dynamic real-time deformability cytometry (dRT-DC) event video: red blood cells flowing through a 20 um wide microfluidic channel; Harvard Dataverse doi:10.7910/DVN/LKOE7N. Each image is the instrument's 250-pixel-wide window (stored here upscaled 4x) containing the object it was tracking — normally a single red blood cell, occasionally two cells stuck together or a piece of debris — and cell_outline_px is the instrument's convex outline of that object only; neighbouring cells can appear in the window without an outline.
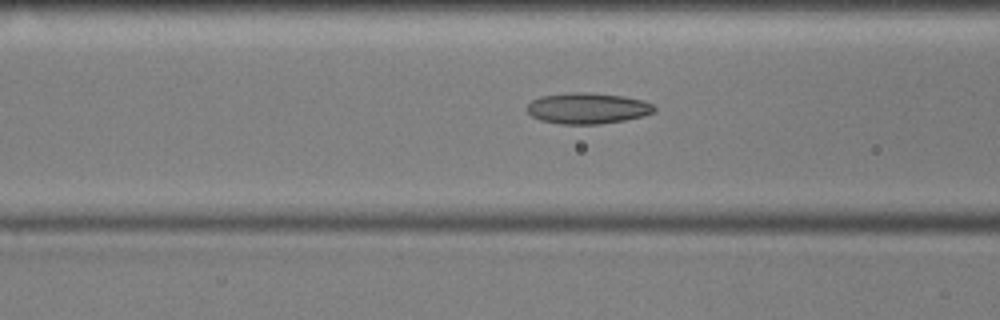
{"species": "common noctule bat (a hibernating species)", "species_latin": "Nyctalus noctula", "temperature_condition": "cold", "stored_images_in_passage": 38, "camera_frame_rate_fps": 3000, "um_per_image_px": 0.085, "animal": {"sex": "male", "body_mass_g": 17.9, "forearm_length_mm": 54.2}, "frame": {"image": 1, "passage_image": 11, "time_ms": 3.333, "image_size_px": [1000, 320], "cell_outline_px": [[656, 112], [644, 116], [624, 120], [600, 124], [560, 124], [540, 120], [532, 116], [524, 108], [532, 100], [540, 96], [572, 92], [592, 92], [624, 96], [640, 100], [652, 104], [656, 108]], "centroid_in_image_um": [49.93, 9.2], "position_along_channel_um": 116.7, "area_um2": 23.18}}
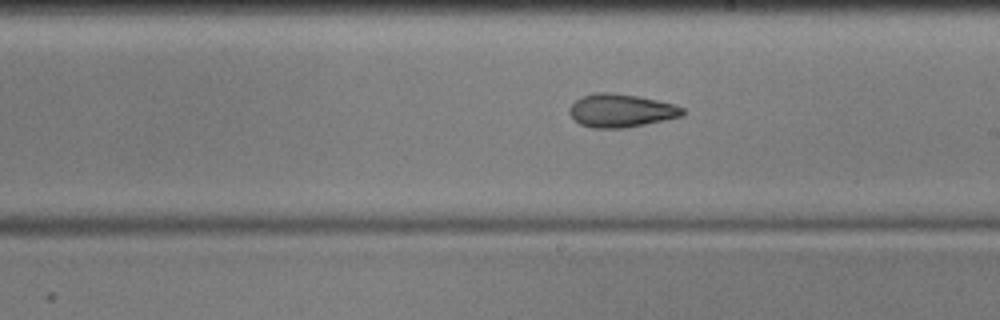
{"frame": {"image": 2, "passage_image": 21, "time_ms": 6.667, "image_size_px": [1000, 320], "cell_outline_px": [[684, 116], [628, 128], [592, 128], [580, 124], [568, 112], [568, 108], [580, 96], [596, 92], [612, 92], [636, 96], [676, 104], [684, 108]], "centroid_in_image_um": [52.79, 9.4], "position_along_channel_um": 236.2, "area_um2": 22.14}}
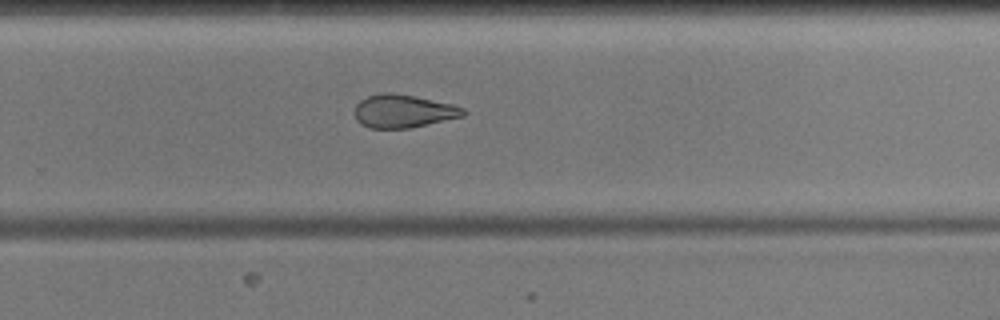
{"frame": {"image": 3, "passage_image": 26, "time_ms": 8.333, "image_size_px": [1000, 320], "cell_outline_px": [[468, 112], [464, 116], [408, 128], [368, 128], [360, 124], [356, 120], [352, 112], [356, 104], [360, 100], [368, 96], [380, 92], [392, 92], [452, 104], [464, 108]], "centroid_in_image_um": [34.22, 9.45], "position_along_channel_um": 295.6, "area_um2": 21.1}, "authors_computed_cell_mechanics": {"area_um2": 22.0507, "velocity_mm_per_s": 3.5799, "shape_relaxation_time_tau1_ms": null, "shape_relaxation_time_tau2_ms": 4.1543, "deformation_change_tau1": null, "deformation_change_tau2": 0.1187}}